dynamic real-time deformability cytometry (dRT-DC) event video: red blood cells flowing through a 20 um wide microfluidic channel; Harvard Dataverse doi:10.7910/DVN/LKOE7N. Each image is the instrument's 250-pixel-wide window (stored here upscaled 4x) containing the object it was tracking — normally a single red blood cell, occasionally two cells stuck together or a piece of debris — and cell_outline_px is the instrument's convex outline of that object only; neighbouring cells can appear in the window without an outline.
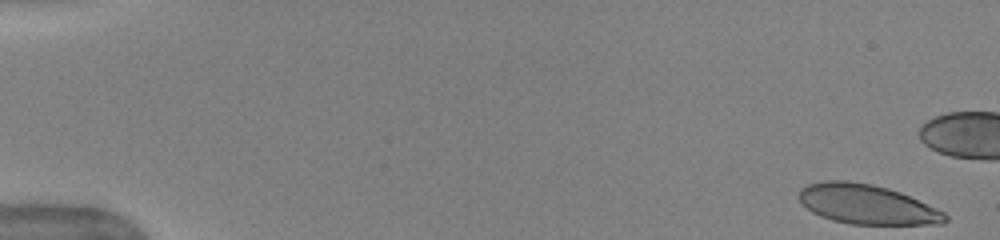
{"species": "human", "species_latin": "Homo sapiens", "temperature_condition": "warm", "stored_images_in_passage": 42, "camera_frame_rate_fps": 3000, "um_per_image_px": 0.085, "donor": {"sex": "female"}, "frame": {"image": 1, "passage_image": 1, "time_ms": 0.0, "image_size_px": [1000, 240], "cell_outline_px": [[948, 220], [944, 224], [852, 224], [832, 220], [820, 216], [812, 212], [796, 196], [800, 188], [808, 184], [824, 180], [848, 180], [872, 184], [888, 188], [900, 192], [936, 208], [944, 212], [948, 216]], "centroid_in_image_um": [73.67, 17.36], "position_along_channel_um": 11.3, "area_um2": 33.81}}